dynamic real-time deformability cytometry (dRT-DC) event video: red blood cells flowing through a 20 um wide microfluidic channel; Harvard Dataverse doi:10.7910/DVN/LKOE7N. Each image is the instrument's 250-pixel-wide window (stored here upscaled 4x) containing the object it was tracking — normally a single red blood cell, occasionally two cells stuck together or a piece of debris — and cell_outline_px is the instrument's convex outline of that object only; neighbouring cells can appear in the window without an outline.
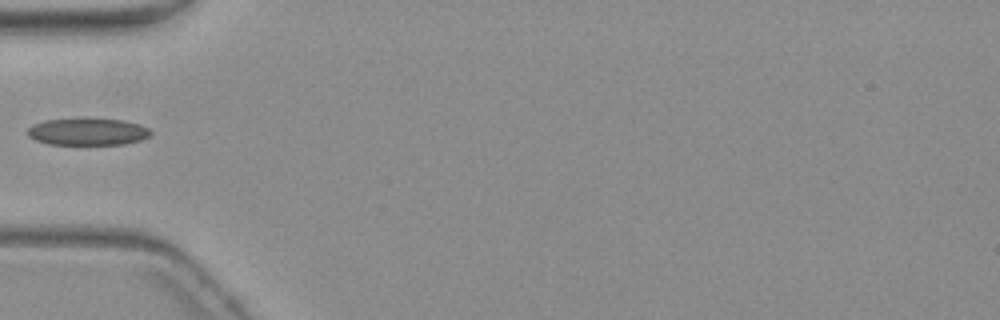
{"species": "common noctule bat (a hibernating species)", "species_latin": "Nyctalus noctula", "temperature_condition": "warm", "stored_images_in_passage": 6, "camera_frame_rate_fps": 3000, "um_per_image_px": 0.085, "animal": {"sex": "female", "body_mass_g": 19.3, "forearm_length_mm": 54.1}, "frame": {"image": 1, "passage_image": 6, "time_ms": 6.0, "image_size_px": [1000, 320], "cell_outline_px": [[152, 132], [148, 136], [140, 140], [124, 144], [48, 144], [36, 140], [28, 136], [28, 128], [32, 124], [44, 120], [124, 120], [140, 124], [148, 128]], "centroid_in_image_um": [7.45, 11.21], "position_along_channel_um": 77.5, "area_um2": 18.9}}